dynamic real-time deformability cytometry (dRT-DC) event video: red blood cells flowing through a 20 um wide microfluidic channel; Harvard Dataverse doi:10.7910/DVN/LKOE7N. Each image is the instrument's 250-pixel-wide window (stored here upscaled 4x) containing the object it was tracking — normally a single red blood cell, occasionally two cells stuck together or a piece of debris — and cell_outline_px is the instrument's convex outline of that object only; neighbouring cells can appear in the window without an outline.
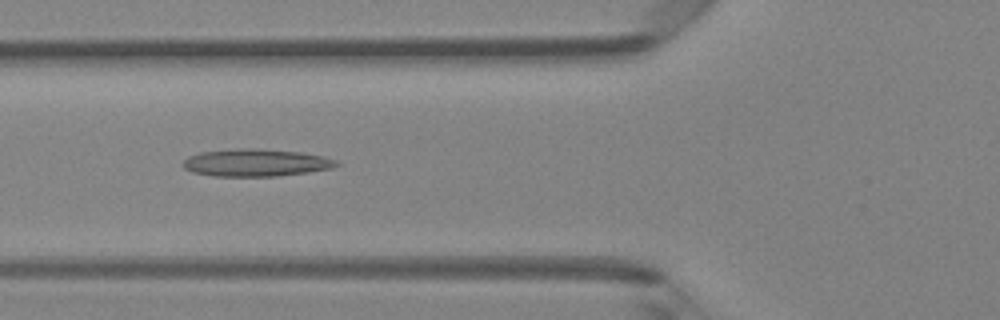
{"species": "Egyptian fruit bat (a non-hibernating species)", "species_latin": "Rousettus aegyptiacus", "temperature_condition": "room temperature", "stored_images_in_passage": 48, "camera_frame_rate_fps": 3000, "um_per_image_px": 0.085, "animal": {"sex": "female"}, "frame": {"image": 1, "passage_image": 18, "time_ms": 5.667, "image_size_px": [1000, 320], "cell_outline_px": [[340, 164], [332, 168], [308, 172], [276, 176], [212, 176], [192, 172], [184, 168], [184, 160], [188, 156], [200, 152], [236, 148], [252, 148], [300, 152], [324, 156], [336, 160]], "centroid_in_image_um": [21.74, 13.82], "position_along_channel_um": 104.1, "area_um2": 24.51}}
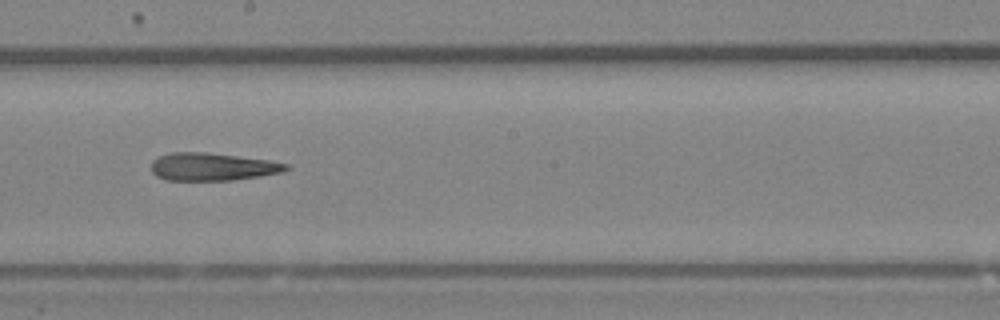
{"frame": {"image": 2, "passage_image": 27, "time_ms": 8.667, "image_size_px": [1000, 320], "cell_outline_px": [[292, 168], [280, 172], [260, 176], [232, 180], [164, 180], [156, 176], [152, 172], [152, 160], [160, 156], [172, 152], [208, 152], [268, 160], [288, 164]], "centroid_in_image_um": [18.04, 14.17], "position_along_channel_um": 230.2, "area_um2": 21.79}}
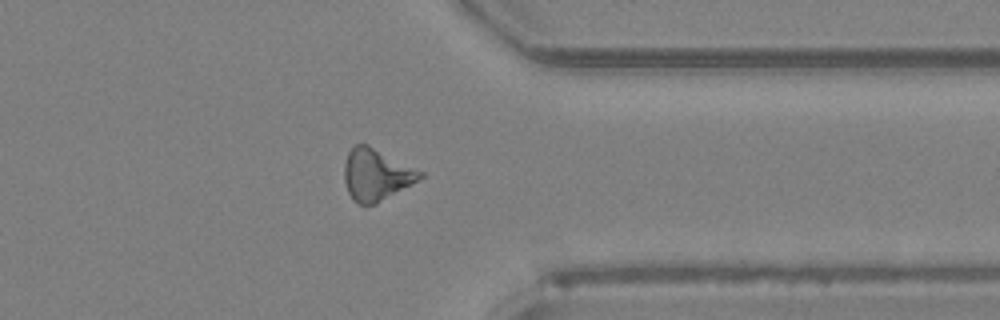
{"frame": {"image": 3, "passage_image": 38, "time_ms": 12.333, "image_size_px": [1000, 320], "cell_outline_px": [[424, 176], [376, 204], [364, 208], [356, 204], [352, 200], [348, 192], [344, 180], [344, 164], [348, 152], [356, 144], [368, 144], [424, 172]], "centroid_in_image_um": [31.94, 14.87], "position_along_channel_um": 379.5, "area_um2": 23.0}, "authors_computed_cell_mechanics": {"area_um2": 22.831, "velocity_mm_per_s": 4.2188, "shape_relaxation_time_tau1_ms": null, "shape_relaxation_time_tau2_ms": 2.8096, "deformation_change_tau1": null, "deformation_change_tau2": 0.1551}}